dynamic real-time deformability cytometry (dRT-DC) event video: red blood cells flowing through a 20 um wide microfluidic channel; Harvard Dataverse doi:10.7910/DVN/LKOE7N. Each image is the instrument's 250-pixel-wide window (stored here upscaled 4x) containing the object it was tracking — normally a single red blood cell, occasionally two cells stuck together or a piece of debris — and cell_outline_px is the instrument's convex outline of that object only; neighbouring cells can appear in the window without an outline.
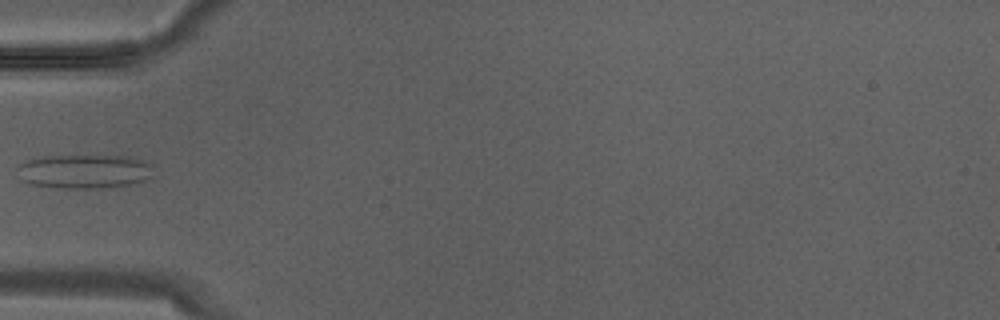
{"species": "Egyptian fruit bat (a non-hibernating species)", "species_latin": "Rousettus aegyptiacus", "temperature_condition": "warm", "stored_images_in_passage": 21, "camera_frame_rate_fps": 3000, "um_per_image_px": 0.085, "animal": {"sex": "male"}, "frame": {"image": 1, "passage_image": 10, "time_ms": 3.0, "image_size_px": [1000, 320], "cell_outline_px": [[156, 176], [144, 180], [128, 184], [92, 188], [64, 188], [32, 184], [20, 180], [16, 168], [24, 160], [44, 156], [132, 156], [152, 164]], "centroid_in_image_um": [7.18, 14.55], "position_along_channel_um": 77.8, "area_um2": 27.17}}
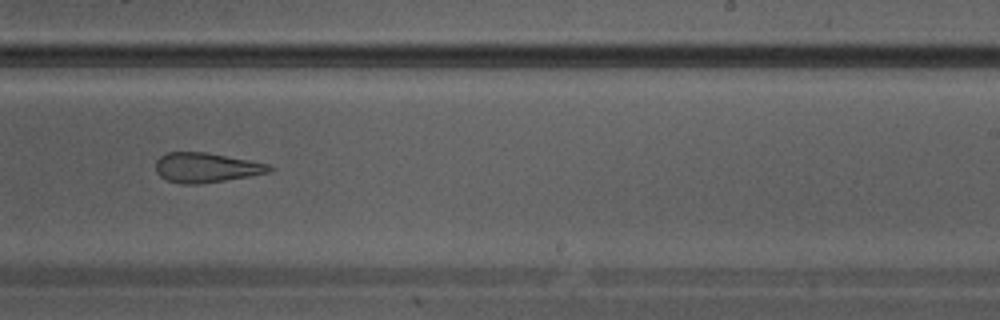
{"frame": {"image": 2, "passage_image": 18, "time_ms": 5.667, "image_size_px": [1000, 320], "cell_outline_px": [[272, 168], [268, 172], [248, 176], [200, 184], [180, 184], [168, 180], [160, 176], [156, 172], [156, 160], [160, 156], [168, 152], [208, 152], [268, 164]], "centroid_in_image_um": [17.46, 14.24], "position_along_channel_um": 271.5, "area_um2": 19.48}}